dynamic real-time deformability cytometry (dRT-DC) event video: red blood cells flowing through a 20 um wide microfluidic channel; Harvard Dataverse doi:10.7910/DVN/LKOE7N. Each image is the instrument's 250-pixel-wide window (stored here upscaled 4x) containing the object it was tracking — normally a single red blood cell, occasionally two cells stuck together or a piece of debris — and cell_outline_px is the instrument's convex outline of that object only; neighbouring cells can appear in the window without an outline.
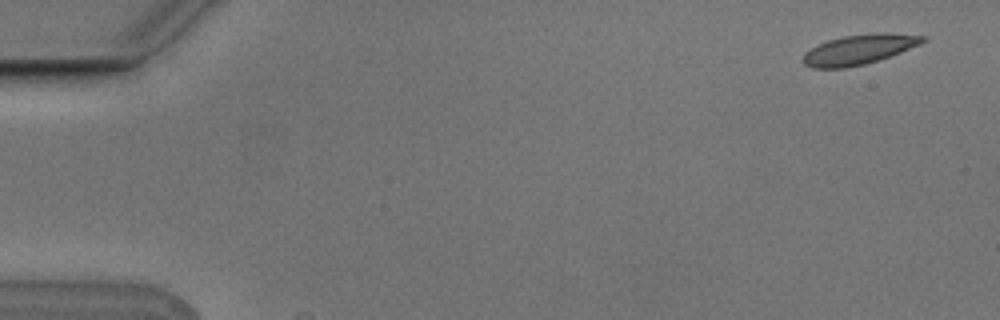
{"species": "Egyptian fruit bat (a non-hibernating species)", "species_latin": "Rousettus aegyptiacus", "temperature_condition": "cold", "stored_images_in_passage": 5, "segment_of_instrument_passage": [2, 2], "camera_frame_rate_fps": 3000, "um_per_image_px": 0.085, "animal": {"sex": "male"}, "frame": {"image": 1, "passage_image": 5, "time_ms": 1.333, "image_size_px": [1000, 320], "cell_outline_px": [[928, 40], [920, 44], [900, 52], [864, 64], [844, 68], [812, 68], [804, 64], [800, 60], [804, 52], [828, 40], [844, 36], [872, 32], [888, 32], [928, 36]], "centroid_in_image_um": [73.02, 4.19], "position_along_channel_um": 12.0, "area_um2": 20.92}}